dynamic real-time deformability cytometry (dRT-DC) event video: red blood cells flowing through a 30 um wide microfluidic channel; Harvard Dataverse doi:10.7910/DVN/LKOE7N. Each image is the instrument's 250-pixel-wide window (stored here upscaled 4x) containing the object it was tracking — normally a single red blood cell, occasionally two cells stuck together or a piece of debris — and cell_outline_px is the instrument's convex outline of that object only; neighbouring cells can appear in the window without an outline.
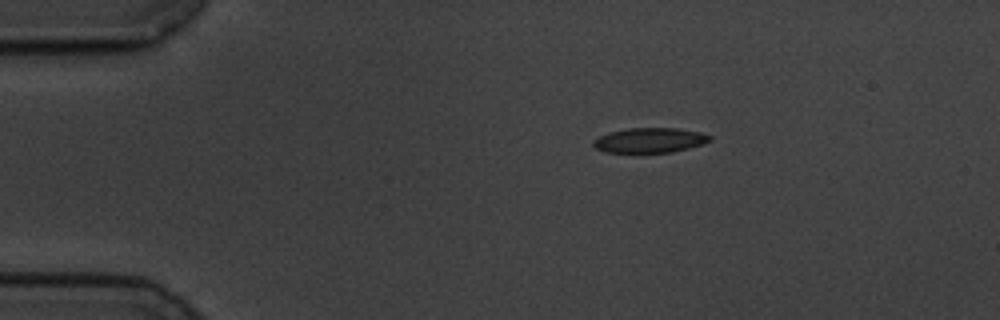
{"species": "common noctule bat (a hibernating species)", "species_latin": "Nyctalus noctula", "temperature_condition": "cold", "stored_images_in_passage": 48, "camera_frame_rate_fps": 3000, "um_per_image_px": 0.085, "animal": {"sex": "male", "body_mass_g": 19.5, "forearm_length_mm": 54.6}, "frame": {"image": 1, "passage_image": 1, "time_ms": 0.0, "image_size_px": [1000, 320], "cell_outline_px": [[712, 140], [688, 148], [672, 152], [604, 152], [596, 148], [592, 144], [592, 140], [608, 132], [628, 128], [676, 128], [700, 132], [712, 136]], "centroid_in_image_um": [55.21, 11.91], "position_along_channel_um": 29.8, "area_um2": 16.82}}
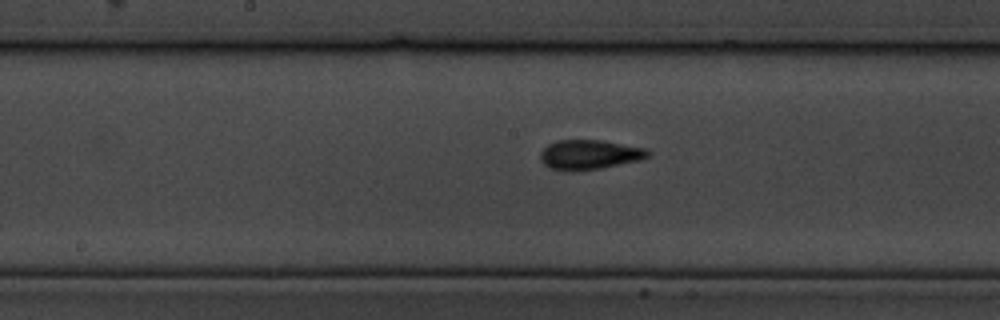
{"frame": {"image": 2, "passage_image": 20, "time_ms": 6.333, "image_size_px": [1000, 320], "cell_outline_px": [[652, 152], [648, 156], [640, 160], [600, 168], [572, 172], [568, 172], [548, 168], [540, 160], [540, 152], [548, 144], [556, 140], [600, 140], [648, 148]], "centroid_in_image_um": [50.08, 13.15], "position_along_channel_um": 198.1, "area_um2": 18.84}}
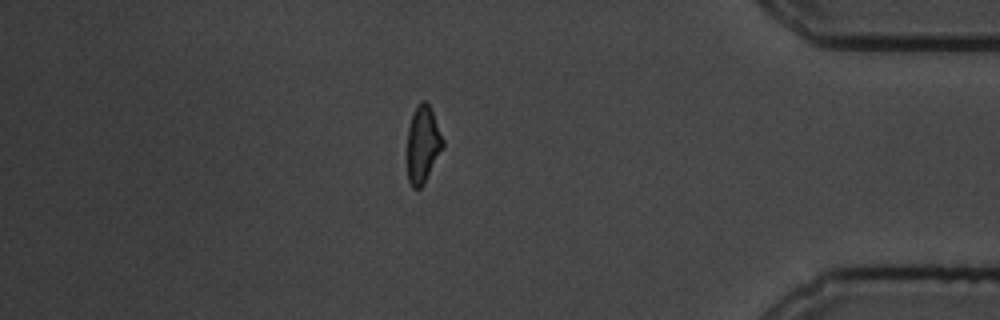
{"frame": {"image": 3, "passage_image": 40, "time_ms": 13.0, "image_size_px": [1000, 320], "cell_outline_px": [[444, 144], [424, 184], [420, 188], [412, 188], [408, 180], [408, 128], [412, 116], [420, 100], [424, 100], [428, 104], [432, 112], [444, 140]], "centroid_in_image_um": [35.94, 12.29], "position_along_channel_um": 399.3, "area_um2": 15.61}, "authors_computed_cell_mechanics": {"area_um2": 17.2244, "velocity_mm_per_s": 3.5163, "shape_relaxation_time_tau1_ms": 4.9655, "shape_relaxation_time_tau2_ms": 1.427, "deformation_change_tau1": 0.1332, "deformation_change_tau2": 0.0611}}